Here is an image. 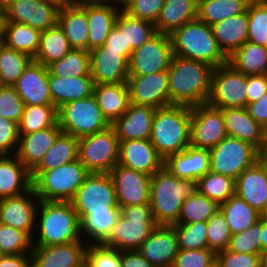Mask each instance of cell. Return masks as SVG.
Segmentation results:
<instances>
[{
    "mask_svg": "<svg viewBox=\"0 0 267 267\" xmlns=\"http://www.w3.org/2000/svg\"><path fill=\"white\" fill-rule=\"evenodd\" d=\"M212 71L207 63L173 55L167 70L170 105L207 103Z\"/></svg>",
    "mask_w": 267,
    "mask_h": 267,
    "instance_id": "6da1fadb",
    "label": "cell"
},
{
    "mask_svg": "<svg viewBox=\"0 0 267 267\" xmlns=\"http://www.w3.org/2000/svg\"><path fill=\"white\" fill-rule=\"evenodd\" d=\"M198 192V180L181 179L164 166L151 176L150 202L157 225L178 222L183 201Z\"/></svg>",
    "mask_w": 267,
    "mask_h": 267,
    "instance_id": "7a4b0ae2",
    "label": "cell"
},
{
    "mask_svg": "<svg viewBox=\"0 0 267 267\" xmlns=\"http://www.w3.org/2000/svg\"><path fill=\"white\" fill-rule=\"evenodd\" d=\"M36 223L39 226L36 225L35 231L39 234H36V239L32 238L33 246H50L81 240L80 219L71 201H40Z\"/></svg>",
    "mask_w": 267,
    "mask_h": 267,
    "instance_id": "3957f363",
    "label": "cell"
},
{
    "mask_svg": "<svg viewBox=\"0 0 267 267\" xmlns=\"http://www.w3.org/2000/svg\"><path fill=\"white\" fill-rule=\"evenodd\" d=\"M191 106L170 105L155 110L151 143L165 160L190 146Z\"/></svg>",
    "mask_w": 267,
    "mask_h": 267,
    "instance_id": "277c9868",
    "label": "cell"
},
{
    "mask_svg": "<svg viewBox=\"0 0 267 267\" xmlns=\"http://www.w3.org/2000/svg\"><path fill=\"white\" fill-rule=\"evenodd\" d=\"M173 55L209 64L216 68L228 62L219 48L211 26L195 19L185 23L171 35Z\"/></svg>",
    "mask_w": 267,
    "mask_h": 267,
    "instance_id": "5b68a950",
    "label": "cell"
},
{
    "mask_svg": "<svg viewBox=\"0 0 267 267\" xmlns=\"http://www.w3.org/2000/svg\"><path fill=\"white\" fill-rule=\"evenodd\" d=\"M89 172L79 159L51 170H31L40 201H71Z\"/></svg>",
    "mask_w": 267,
    "mask_h": 267,
    "instance_id": "8992f818",
    "label": "cell"
},
{
    "mask_svg": "<svg viewBox=\"0 0 267 267\" xmlns=\"http://www.w3.org/2000/svg\"><path fill=\"white\" fill-rule=\"evenodd\" d=\"M157 226L149 204L120 207V216L102 244L120 251L138 250Z\"/></svg>",
    "mask_w": 267,
    "mask_h": 267,
    "instance_id": "52a82bcc",
    "label": "cell"
},
{
    "mask_svg": "<svg viewBox=\"0 0 267 267\" xmlns=\"http://www.w3.org/2000/svg\"><path fill=\"white\" fill-rule=\"evenodd\" d=\"M62 132L81 138L111 126L103 116L94 95L63 104L57 109Z\"/></svg>",
    "mask_w": 267,
    "mask_h": 267,
    "instance_id": "ba28073f",
    "label": "cell"
},
{
    "mask_svg": "<svg viewBox=\"0 0 267 267\" xmlns=\"http://www.w3.org/2000/svg\"><path fill=\"white\" fill-rule=\"evenodd\" d=\"M119 138L112 126L78 139V159L89 173H110L118 164Z\"/></svg>",
    "mask_w": 267,
    "mask_h": 267,
    "instance_id": "9c48e42d",
    "label": "cell"
},
{
    "mask_svg": "<svg viewBox=\"0 0 267 267\" xmlns=\"http://www.w3.org/2000/svg\"><path fill=\"white\" fill-rule=\"evenodd\" d=\"M246 87L247 75L237 71L228 62L213 68L207 104L218 109L246 108Z\"/></svg>",
    "mask_w": 267,
    "mask_h": 267,
    "instance_id": "30bf717a",
    "label": "cell"
},
{
    "mask_svg": "<svg viewBox=\"0 0 267 267\" xmlns=\"http://www.w3.org/2000/svg\"><path fill=\"white\" fill-rule=\"evenodd\" d=\"M210 171L234 180L257 161V149L237 138L226 136L209 150Z\"/></svg>",
    "mask_w": 267,
    "mask_h": 267,
    "instance_id": "8fae6325",
    "label": "cell"
},
{
    "mask_svg": "<svg viewBox=\"0 0 267 267\" xmlns=\"http://www.w3.org/2000/svg\"><path fill=\"white\" fill-rule=\"evenodd\" d=\"M71 203L79 219L89 211L120 208L116 200L114 182L109 173H89Z\"/></svg>",
    "mask_w": 267,
    "mask_h": 267,
    "instance_id": "7c38bea8",
    "label": "cell"
},
{
    "mask_svg": "<svg viewBox=\"0 0 267 267\" xmlns=\"http://www.w3.org/2000/svg\"><path fill=\"white\" fill-rule=\"evenodd\" d=\"M172 56L170 35L157 32L132 52L129 60V76H144L167 71Z\"/></svg>",
    "mask_w": 267,
    "mask_h": 267,
    "instance_id": "4fadbf2b",
    "label": "cell"
},
{
    "mask_svg": "<svg viewBox=\"0 0 267 267\" xmlns=\"http://www.w3.org/2000/svg\"><path fill=\"white\" fill-rule=\"evenodd\" d=\"M226 136L221 109L207 103L191 106V147L210 150Z\"/></svg>",
    "mask_w": 267,
    "mask_h": 267,
    "instance_id": "5bb4252c",
    "label": "cell"
},
{
    "mask_svg": "<svg viewBox=\"0 0 267 267\" xmlns=\"http://www.w3.org/2000/svg\"><path fill=\"white\" fill-rule=\"evenodd\" d=\"M109 174L114 182L119 207L149 204L151 175L119 164Z\"/></svg>",
    "mask_w": 267,
    "mask_h": 267,
    "instance_id": "9a60e30c",
    "label": "cell"
},
{
    "mask_svg": "<svg viewBox=\"0 0 267 267\" xmlns=\"http://www.w3.org/2000/svg\"><path fill=\"white\" fill-rule=\"evenodd\" d=\"M60 5L52 0H19L4 10L6 21L25 24L43 32L57 24Z\"/></svg>",
    "mask_w": 267,
    "mask_h": 267,
    "instance_id": "2e32d148",
    "label": "cell"
},
{
    "mask_svg": "<svg viewBox=\"0 0 267 267\" xmlns=\"http://www.w3.org/2000/svg\"><path fill=\"white\" fill-rule=\"evenodd\" d=\"M126 83L130 103L154 109L170 106L167 71L144 76H128Z\"/></svg>",
    "mask_w": 267,
    "mask_h": 267,
    "instance_id": "e0dca14e",
    "label": "cell"
},
{
    "mask_svg": "<svg viewBox=\"0 0 267 267\" xmlns=\"http://www.w3.org/2000/svg\"><path fill=\"white\" fill-rule=\"evenodd\" d=\"M39 203L33 187L21 195L0 199V223L22 230L33 238Z\"/></svg>",
    "mask_w": 267,
    "mask_h": 267,
    "instance_id": "ac0fdd59",
    "label": "cell"
},
{
    "mask_svg": "<svg viewBox=\"0 0 267 267\" xmlns=\"http://www.w3.org/2000/svg\"><path fill=\"white\" fill-rule=\"evenodd\" d=\"M90 52V75L94 84L126 83L129 61L123 51L105 50L102 46Z\"/></svg>",
    "mask_w": 267,
    "mask_h": 267,
    "instance_id": "d6986e66",
    "label": "cell"
},
{
    "mask_svg": "<svg viewBox=\"0 0 267 267\" xmlns=\"http://www.w3.org/2000/svg\"><path fill=\"white\" fill-rule=\"evenodd\" d=\"M118 164L152 176L164 166V159L150 139L124 140L119 142Z\"/></svg>",
    "mask_w": 267,
    "mask_h": 267,
    "instance_id": "ffe728a7",
    "label": "cell"
},
{
    "mask_svg": "<svg viewBox=\"0 0 267 267\" xmlns=\"http://www.w3.org/2000/svg\"><path fill=\"white\" fill-rule=\"evenodd\" d=\"M14 87L25 105H53L49 71L41 63L32 60Z\"/></svg>",
    "mask_w": 267,
    "mask_h": 267,
    "instance_id": "44dd1931",
    "label": "cell"
},
{
    "mask_svg": "<svg viewBox=\"0 0 267 267\" xmlns=\"http://www.w3.org/2000/svg\"><path fill=\"white\" fill-rule=\"evenodd\" d=\"M87 246L83 239L58 245L33 246L32 267H77L85 261Z\"/></svg>",
    "mask_w": 267,
    "mask_h": 267,
    "instance_id": "7402d4cb",
    "label": "cell"
},
{
    "mask_svg": "<svg viewBox=\"0 0 267 267\" xmlns=\"http://www.w3.org/2000/svg\"><path fill=\"white\" fill-rule=\"evenodd\" d=\"M138 251L155 267H172L179 252L174 227L158 225Z\"/></svg>",
    "mask_w": 267,
    "mask_h": 267,
    "instance_id": "603a6c76",
    "label": "cell"
},
{
    "mask_svg": "<svg viewBox=\"0 0 267 267\" xmlns=\"http://www.w3.org/2000/svg\"><path fill=\"white\" fill-rule=\"evenodd\" d=\"M155 110L150 106L130 103L127 111L111 124L119 141L150 139Z\"/></svg>",
    "mask_w": 267,
    "mask_h": 267,
    "instance_id": "cb8c5ba5",
    "label": "cell"
},
{
    "mask_svg": "<svg viewBox=\"0 0 267 267\" xmlns=\"http://www.w3.org/2000/svg\"><path fill=\"white\" fill-rule=\"evenodd\" d=\"M235 195L259 214L267 207V173L256 161L235 180Z\"/></svg>",
    "mask_w": 267,
    "mask_h": 267,
    "instance_id": "d4e9b609",
    "label": "cell"
},
{
    "mask_svg": "<svg viewBox=\"0 0 267 267\" xmlns=\"http://www.w3.org/2000/svg\"><path fill=\"white\" fill-rule=\"evenodd\" d=\"M61 132L57 122L51 127L34 133L19 134L16 157L31 171L52 147Z\"/></svg>",
    "mask_w": 267,
    "mask_h": 267,
    "instance_id": "484cf974",
    "label": "cell"
},
{
    "mask_svg": "<svg viewBox=\"0 0 267 267\" xmlns=\"http://www.w3.org/2000/svg\"><path fill=\"white\" fill-rule=\"evenodd\" d=\"M164 167L181 179L198 180L210 171V154L208 149L188 146L185 150L168 156Z\"/></svg>",
    "mask_w": 267,
    "mask_h": 267,
    "instance_id": "4316f807",
    "label": "cell"
},
{
    "mask_svg": "<svg viewBox=\"0 0 267 267\" xmlns=\"http://www.w3.org/2000/svg\"><path fill=\"white\" fill-rule=\"evenodd\" d=\"M227 136L247 142L258 149L264 143L265 129L256 122L246 108L221 109Z\"/></svg>",
    "mask_w": 267,
    "mask_h": 267,
    "instance_id": "83f0119b",
    "label": "cell"
},
{
    "mask_svg": "<svg viewBox=\"0 0 267 267\" xmlns=\"http://www.w3.org/2000/svg\"><path fill=\"white\" fill-rule=\"evenodd\" d=\"M86 11L88 21V51L102 46L106 42L120 12L112 3L86 4L81 6Z\"/></svg>",
    "mask_w": 267,
    "mask_h": 267,
    "instance_id": "f1b7e54d",
    "label": "cell"
},
{
    "mask_svg": "<svg viewBox=\"0 0 267 267\" xmlns=\"http://www.w3.org/2000/svg\"><path fill=\"white\" fill-rule=\"evenodd\" d=\"M12 156H0V199L21 195L32 188L31 171L16 155Z\"/></svg>",
    "mask_w": 267,
    "mask_h": 267,
    "instance_id": "f546056e",
    "label": "cell"
},
{
    "mask_svg": "<svg viewBox=\"0 0 267 267\" xmlns=\"http://www.w3.org/2000/svg\"><path fill=\"white\" fill-rule=\"evenodd\" d=\"M248 11L211 25L219 48L229 57L248 40Z\"/></svg>",
    "mask_w": 267,
    "mask_h": 267,
    "instance_id": "4dcf8cb0",
    "label": "cell"
},
{
    "mask_svg": "<svg viewBox=\"0 0 267 267\" xmlns=\"http://www.w3.org/2000/svg\"><path fill=\"white\" fill-rule=\"evenodd\" d=\"M57 24L68 39L72 49L88 51V21L86 11L79 5H62Z\"/></svg>",
    "mask_w": 267,
    "mask_h": 267,
    "instance_id": "1f68e13d",
    "label": "cell"
},
{
    "mask_svg": "<svg viewBox=\"0 0 267 267\" xmlns=\"http://www.w3.org/2000/svg\"><path fill=\"white\" fill-rule=\"evenodd\" d=\"M93 95L110 124L120 118L130 104L127 83L94 84Z\"/></svg>",
    "mask_w": 267,
    "mask_h": 267,
    "instance_id": "d6a6232c",
    "label": "cell"
},
{
    "mask_svg": "<svg viewBox=\"0 0 267 267\" xmlns=\"http://www.w3.org/2000/svg\"><path fill=\"white\" fill-rule=\"evenodd\" d=\"M53 105L58 109L63 104L89 97L93 94L91 76L60 77L49 75Z\"/></svg>",
    "mask_w": 267,
    "mask_h": 267,
    "instance_id": "836d02e7",
    "label": "cell"
},
{
    "mask_svg": "<svg viewBox=\"0 0 267 267\" xmlns=\"http://www.w3.org/2000/svg\"><path fill=\"white\" fill-rule=\"evenodd\" d=\"M198 0H165L155 22L156 31L171 35L185 23L197 19Z\"/></svg>",
    "mask_w": 267,
    "mask_h": 267,
    "instance_id": "e575fe53",
    "label": "cell"
},
{
    "mask_svg": "<svg viewBox=\"0 0 267 267\" xmlns=\"http://www.w3.org/2000/svg\"><path fill=\"white\" fill-rule=\"evenodd\" d=\"M120 216V208L108 211H89L80 219L81 238H91L87 244H102L109 236ZM83 234V235H82Z\"/></svg>",
    "mask_w": 267,
    "mask_h": 267,
    "instance_id": "d590c367",
    "label": "cell"
},
{
    "mask_svg": "<svg viewBox=\"0 0 267 267\" xmlns=\"http://www.w3.org/2000/svg\"><path fill=\"white\" fill-rule=\"evenodd\" d=\"M228 63L247 76L267 74V47L246 41L228 57Z\"/></svg>",
    "mask_w": 267,
    "mask_h": 267,
    "instance_id": "8d00e7d4",
    "label": "cell"
},
{
    "mask_svg": "<svg viewBox=\"0 0 267 267\" xmlns=\"http://www.w3.org/2000/svg\"><path fill=\"white\" fill-rule=\"evenodd\" d=\"M41 33L29 25L6 21L3 44L34 58L39 49Z\"/></svg>",
    "mask_w": 267,
    "mask_h": 267,
    "instance_id": "74e56055",
    "label": "cell"
},
{
    "mask_svg": "<svg viewBox=\"0 0 267 267\" xmlns=\"http://www.w3.org/2000/svg\"><path fill=\"white\" fill-rule=\"evenodd\" d=\"M72 47L58 24L41 33L39 49L33 58L44 66L62 59Z\"/></svg>",
    "mask_w": 267,
    "mask_h": 267,
    "instance_id": "f35d334b",
    "label": "cell"
},
{
    "mask_svg": "<svg viewBox=\"0 0 267 267\" xmlns=\"http://www.w3.org/2000/svg\"><path fill=\"white\" fill-rule=\"evenodd\" d=\"M78 159V138L61 132L52 147L32 170H51Z\"/></svg>",
    "mask_w": 267,
    "mask_h": 267,
    "instance_id": "ab89813d",
    "label": "cell"
},
{
    "mask_svg": "<svg viewBox=\"0 0 267 267\" xmlns=\"http://www.w3.org/2000/svg\"><path fill=\"white\" fill-rule=\"evenodd\" d=\"M251 0H198L197 19L211 26L244 13Z\"/></svg>",
    "mask_w": 267,
    "mask_h": 267,
    "instance_id": "60d3db41",
    "label": "cell"
},
{
    "mask_svg": "<svg viewBox=\"0 0 267 267\" xmlns=\"http://www.w3.org/2000/svg\"><path fill=\"white\" fill-rule=\"evenodd\" d=\"M220 210L226 217L232 235L247 230L261 218V214L237 195L221 204Z\"/></svg>",
    "mask_w": 267,
    "mask_h": 267,
    "instance_id": "b9f144b4",
    "label": "cell"
},
{
    "mask_svg": "<svg viewBox=\"0 0 267 267\" xmlns=\"http://www.w3.org/2000/svg\"><path fill=\"white\" fill-rule=\"evenodd\" d=\"M115 26L119 30H124L125 44L130 46L133 51L157 33L155 24L132 17L124 10H120Z\"/></svg>",
    "mask_w": 267,
    "mask_h": 267,
    "instance_id": "7bdbcfd3",
    "label": "cell"
},
{
    "mask_svg": "<svg viewBox=\"0 0 267 267\" xmlns=\"http://www.w3.org/2000/svg\"><path fill=\"white\" fill-rule=\"evenodd\" d=\"M49 75L79 77L90 75V52L82 49L70 50L62 59L47 66Z\"/></svg>",
    "mask_w": 267,
    "mask_h": 267,
    "instance_id": "ee69618b",
    "label": "cell"
},
{
    "mask_svg": "<svg viewBox=\"0 0 267 267\" xmlns=\"http://www.w3.org/2000/svg\"><path fill=\"white\" fill-rule=\"evenodd\" d=\"M57 122V108L54 105H26L18 124V133H34Z\"/></svg>",
    "mask_w": 267,
    "mask_h": 267,
    "instance_id": "f6af8a7d",
    "label": "cell"
},
{
    "mask_svg": "<svg viewBox=\"0 0 267 267\" xmlns=\"http://www.w3.org/2000/svg\"><path fill=\"white\" fill-rule=\"evenodd\" d=\"M198 192L220 206L235 195V180L209 171L198 179Z\"/></svg>",
    "mask_w": 267,
    "mask_h": 267,
    "instance_id": "bcb514c9",
    "label": "cell"
},
{
    "mask_svg": "<svg viewBox=\"0 0 267 267\" xmlns=\"http://www.w3.org/2000/svg\"><path fill=\"white\" fill-rule=\"evenodd\" d=\"M219 209L216 202L197 192L183 201L176 224L207 222Z\"/></svg>",
    "mask_w": 267,
    "mask_h": 267,
    "instance_id": "7dc6e473",
    "label": "cell"
},
{
    "mask_svg": "<svg viewBox=\"0 0 267 267\" xmlns=\"http://www.w3.org/2000/svg\"><path fill=\"white\" fill-rule=\"evenodd\" d=\"M32 60L29 55L0 44V84L14 85Z\"/></svg>",
    "mask_w": 267,
    "mask_h": 267,
    "instance_id": "c3c4849f",
    "label": "cell"
},
{
    "mask_svg": "<svg viewBox=\"0 0 267 267\" xmlns=\"http://www.w3.org/2000/svg\"><path fill=\"white\" fill-rule=\"evenodd\" d=\"M248 11V40L267 47V0H251Z\"/></svg>",
    "mask_w": 267,
    "mask_h": 267,
    "instance_id": "681fc988",
    "label": "cell"
},
{
    "mask_svg": "<svg viewBox=\"0 0 267 267\" xmlns=\"http://www.w3.org/2000/svg\"><path fill=\"white\" fill-rule=\"evenodd\" d=\"M32 241L26 232L0 223V255L31 253Z\"/></svg>",
    "mask_w": 267,
    "mask_h": 267,
    "instance_id": "f907efd6",
    "label": "cell"
},
{
    "mask_svg": "<svg viewBox=\"0 0 267 267\" xmlns=\"http://www.w3.org/2000/svg\"><path fill=\"white\" fill-rule=\"evenodd\" d=\"M172 226L177 235L179 249L197 250L208 248L206 222L199 221L191 224H174Z\"/></svg>",
    "mask_w": 267,
    "mask_h": 267,
    "instance_id": "816d5d0a",
    "label": "cell"
},
{
    "mask_svg": "<svg viewBox=\"0 0 267 267\" xmlns=\"http://www.w3.org/2000/svg\"><path fill=\"white\" fill-rule=\"evenodd\" d=\"M206 223L208 249L215 254L225 251L232 236L225 215L219 209Z\"/></svg>",
    "mask_w": 267,
    "mask_h": 267,
    "instance_id": "f5cc1de1",
    "label": "cell"
},
{
    "mask_svg": "<svg viewBox=\"0 0 267 267\" xmlns=\"http://www.w3.org/2000/svg\"><path fill=\"white\" fill-rule=\"evenodd\" d=\"M262 217L247 230L231 236L227 250L235 253L261 254Z\"/></svg>",
    "mask_w": 267,
    "mask_h": 267,
    "instance_id": "db71d44e",
    "label": "cell"
},
{
    "mask_svg": "<svg viewBox=\"0 0 267 267\" xmlns=\"http://www.w3.org/2000/svg\"><path fill=\"white\" fill-rule=\"evenodd\" d=\"M25 106L14 85H0V117L19 124Z\"/></svg>",
    "mask_w": 267,
    "mask_h": 267,
    "instance_id": "11a10c76",
    "label": "cell"
},
{
    "mask_svg": "<svg viewBox=\"0 0 267 267\" xmlns=\"http://www.w3.org/2000/svg\"><path fill=\"white\" fill-rule=\"evenodd\" d=\"M85 260L90 267H122L120 250L103 244H88Z\"/></svg>",
    "mask_w": 267,
    "mask_h": 267,
    "instance_id": "9f6ffc18",
    "label": "cell"
},
{
    "mask_svg": "<svg viewBox=\"0 0 267 267\" xmlns=\"http://www.w3.org/2000/svg\"><path fill=\"white\" fill-rule=\"evenodd\" d=\"M216 259V254L208 248L181 250L175 257L172 267H209Z\"/></svg>",
    "mask_w": 267,
    "mask_h": 267,
    "instance_id": "6f0895ef",
    "label": "cell"
},
{
    "mask_svg": "<svg viewBox=\"0 0 267 267\" xmlns=\"http://www.w3.org/2000/svg\"><path fill=\"white\" fill-rule=\"evenodd\" d=\"M165 0H133L124 10L135 18L155 24Z\"/></svg>",
    "mask_w": 267,
    "mask_h": 267,
    "instance_id": "680465c9",
    "label": "cell"
},
{
    "mask_svg": "<svg viewBox=\"0 0 267 267\" xmlns=\"http://www.w3.org/2000/svg\"><path fill=\"white\" fill-rule=\"evenodd\" d=\"M18 144V124L12 120L0 117V154L13 155L11 153H14L15 155L18 149Z\"/></svg>",
    "mask_w": 267,
    "mask_h": 267,
    "instance_id": "91938a15",
    "label": "cell"
},
{
    "mask_svg": "<svg viewBox=\"0 0 267 267\" xmlns=\"http://www.w3.org/2000/svg\"><path fill=\"white\" fill-rule=\"evenodd\" d=\"M221 267H260L259 254L235 253L229 250L216 253Z\"/></svg>",
    "mask_w": 267,
    "mask_h": 267,
    "instance_id": "94428289",
    "label": "cell"
},
{
    "mask_svg": "<svg viewBox=\"0 0 267 267\" xmlns=\"http://www.w3.org/2000/svg\"><path fill=\"white\" fill-rule=\"evenodd\" d=\"M102 47L105 50L123 51V56L129 61L133 50L130 46H126L124 39V30H119L116 26L113 27L106 42Z\"/></svg>",
    "mask_w": 267,
    "mask_h": 267,
    "instance_id": "6125c7cd",
    "label": "cell"
},
{
    "mask_svg": "<svg viewBox=\"0 0 267 267\" xmlns=\"http://www.w3.org/2000/svg\"><path fill=\"white\" fill-rule=\"evenodd\" d=\"M248 104L261 98L267 92V74L247 76Z\"/></svg>",
    "mask_w": 267,
    "mask_h": 267,
    "instance_id": "be15d7a7",
    "label": "cell"
},
{
    "mask_svg": "<svg viewBox=\"0 0 267 267\" xmlns=\"http://www.w3.org/2000/svg\"><path fill=\"white\" fill-rule=\"evenodd\" d=\"M246 109L256 122L267 128V92L255 102L247 104Z\"/></svg>",
    "mask_w": 267,
    "mask_h": 267,
    "instance_id": "e7e4bbea",
    "label": "cell"
},
{
    "mask_svg": "<svg viewBox=\"0 0 267 267\" xmlns=\"http://www.w3.org/2000/svg\"><path fill=\"white\" fill-rule=\"evenodd\" d=\"M122 267H155L138 250L120 251Z\"/></svg>",
    "mask_w": 267,
    "mask_h": 267,
    "instance_id": "03108f58",
    "label": "cell"
},
{
    "mask_svg": "<svg viewBox=\"0 0 267 267\" xmlns=\"http://www.w3.org/2000/svg\"><path fill=\"white\" fill-rule=\"evenodd\" d=\"M0 267H32L31 253L0 255Z\"/></svg>",
    "mask_w": 267,
    "mask_h": 267,
    "instance_id": "003e7915",
    "label": "cell"
},
{
    "mask_svg": "<svg viewBox=\"0 0 267 267\" xmlns=\"http://www.w3.org/2000/svg\"><path fill=\"white\" fill-rule=\"evenodd\" d=\"M257 162L267 173V145H261L257 149Z\"/></svg>",
    "mask_w": 267,
    "mask_h": 267,
    "instance_id": "a7ac6f4b",
    "label": "cell"
},
{
    "mask_svg": "<svg viewBox=\"0 0 267 267\" xmlns=\"http://www.w3.org/2000/svg\"><path fill=\"white\" fill-rule=\"evenodd\" d=\"M113 0H70L71 5H86V4H108Z\"/></svg>",
    "mask_w": 267,
    "mask_h": 267,
    "instance_id": "89a4df30",
    "label": "cell"
},
{
    "mask_svg": "<svg viewBox=\"0 0 267 267\" xmlns=\"http://www.w3.org/2000/svg\"><path fill=\"white\" fill-rule=\"evenodd\" d=\"M267 250V221L262 218L261 251Z\"/></svg>",
    "mask_w": 267,
    "mask_h": 267,
    "instance_id": "2644e50d",
    "label": "cell"
},
{
    "mask_svg": "<svg viewBox=\"0 0 267 267\" xmlns=\"http://www.w3.org/2000/svg\"><path fill=\"white\" fill-rule=\"evenodd\" d=\"M5 22L6 18L4 11H0V44H3Z\"/></svg>",
    "mask_w": 267,
    "mask_h": 267,
    "instance_id": "8c879c8a",
    "label": "cell"
},
{
    "mask_svg": "<svg viewBox=\"0 0 267 267\" xmlns=\"http://www.w3.org/2000/svg\"><path fill=\"white\" fill-rule=\"evenodd\" d=\"M132 1L133 0H113L112 4L120 10H125Z\"/></svg>",
    "mask_w": 267,
    "mask_h": 267,
    "instance_id": "753ad0ef",
    "label": "cell"
},
{
    "mask_svg": "<svg viewBox=\"0 0 267 267\" xmlns=\"http://www.w3.org/2000/svg\"><path fill=\"white\" fill-rule=\"evenodd\" d=\"M19 1V0H0V10L4 11L8 6L12 3Z\"/></svg>",
    "mask_w": 267,
    "mask_h": 267,
    "instance_id": "34e18365",
    "label": "cell"
},
{
    "mask_svg": "<svg viewBox=\"0 0 267 267\" xmlns=\"http://www.w3.org/2000/svg\"><path fill=\"white\" fill-rule=\"evenodd\" d=\"M260 267H267V250L261 251L260 254Z\"/></svg>",
    "mask_w": 267,
    "mask_h": 267,
    "instance_id": "11e5206c",
    "label": "cell"
},
{
    "mask_svg": "<svg viewBox=\"0 0 267 267\" xmlns=\"http://www.w3.org/2000/svg\"><path fill=\"white\" fill-rule=\"evenodd\" d=\"M52 1H56L60 6L70 4V0H52Z\"/></svg>",
    "mask_w": 267,
    "mask_h": 267,
    "instance_id": "2a66077c",
    "label": "cell"
},
{
    "mask_svg": "<svg viewBox=\"0 0 267 267\" xmlns=\"http://www.w3.org/2000/svg\"><path fill=\"white\" fill-rule=\"evenodd\" d=\"M209 267H221V265L217 262V260L215 259L210 265Z\"/></svg>",
    "mask_w": 267,
    "mask_h": 267,
    "instance_id": "b9fcfbb0",
    "label": "cell"
},
{
    "mask_svg": "<svg viewBox=\"0 0 267 267\" xmlns=\"http://www.w3.org/2000/svg\"><path fill=\"white\" fill-rule=\"evenodd\" d=\"M262 145H267V128L265 129L264 132V143Z\"/></svg>",
    "mask_w": 267,
    "mask_h": 267,
    "instance_id": "09005b40",
    "label": "cell"
},
{
    "mask_svg": "<svg viewBox=\"0 0 267 267\" xmlns=\"http://www.w3.org/2000/svg\"><path fill=\"white\" fill-rule=\"evenodd\" d=\"M261 217L267 221V207L265 211L262 213Z\"/></svg>",
    "mask_w": 267,
    "mask_h": 267,
    "instance_id": "979ff035",
    "label": "cell"
},
{
    "mask_svg": "<svg viewBox=\"0 0 267 267\" xmlns=\"http://www.w3.org/2000/svg\"><path fill=\"white\" fill-rule=\"evenodd\" d=\"M77 267H90L89 264L86 262V260L84 262H82L79 266Z\"/></svg>",
    "mask_w": 267,
    "mask_h": 267,
    "instance_id": "deb4b68c",
    "label": "cell"
}]
</instances>
